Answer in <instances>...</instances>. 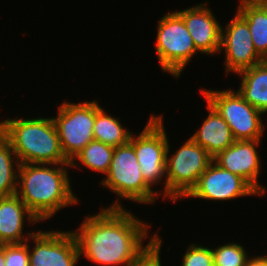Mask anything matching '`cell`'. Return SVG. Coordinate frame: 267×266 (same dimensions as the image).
<instances>
[{
    "instance_id": "cell-2",
    "label": "cell",
    "mask_w": 267,
    "mask_h": 266,
    "mask_svg": "<svg viewBox=\"0 0 267 266\" xmlns=\"http://www.w3.org/2000/svg\"><path fill=\"white\" fill-rule=\"evenodd\" d=\"M70 167V164H20L16 195L40 222L66 206L79 203L70 185L67 169Z\"/></svg>"
},
{
    "instance_id": "cell-28",
    "label": "cell",
    "mask_w": 267,
    "mask_h": 266,
    "mask_svg": "<svg viewBox=\"0 0 267 266\" xmlns=\"http://www.w3.org/2000/svg\"><path fill=\"white\" fill-rule=\"evenodd\" d=\"M0 266H5V244L0 245Z\"/></svg>"
},
{
    "instance_id": "cell-14",
    "label": "cell",
    "mask_w": 267,
    "mask_h": 266,
    "mask_svg": "<svg viewBox=\"0 0 267 266\" xmlns=\"http://www.w3.org/2000/svg\"><path fill=\"white\" fill-rule=\"evenodd\" d=\"M207 2L176 11L184 20L196 49L205 55L220 53L221 24L215 18Z\"/></svg>"
},
{
    "instance_id": "cell-12",
    "label": "cell",
    "mask_w": 267,
    "mask_h": 266,
    "mask_svg": "<svg viewBox=\"0 0 267 266\" xmlns=\"http://www.w3.org/2000/svg\"><path fill=\"white\" fill-rule=\"evenodd\" d=\"M260 195L245 179L212 161L201 174L197 184L184 197L204 200L230 201L244 196Z\"/></svg>"
},
{
    "instance_id": "cell-21",
    "label": "cell",
    "mask_w": 267,
    "mask_h": 266,
    "mask_svg": "<svg viewBox=\"0 0 267 266\" xmlns=\"http://www.w3.org/2000/svg\"><path fill=\"white\" fill-rule=\"evenodd\" d=\"M114 147L103 142L90 141L70 162L72 168H78V164L90 169V171L106 174L113 157ZM76 161H79V163Z\"/></svg>"
},
{
    "instance_id": "cell-24",
    "label": "cell",
    "mask_w": 267,
    "mask_h": 266,
    "mask_svg": "<svg viewBox=\"0 0 267 266\" xmlns=\"http://www.w3.org/2000/svg\"><path fill=\"white\" fill-rule=\"evenodd\" d=\"M155 239L128 266H162L160 251L162 240L155 233Z\"/></svg>"
},
{
    "instance_id": "cell-15",
    "label": "cell",
    "mask_w": 267,
    "mask_h": 266,
    "mask_svg": "<svg viewBox=\"0 0 267 266\" xmlns=\"http://www.w3.org/2000/svg\"><path fill=\"white\" fill-rule=\"evenodd\" d=\"M25 218L30 223H40L37 217L27 208L24 202L16 195L0 197V245L21 244L36 232L24 234Z\"/></svg>"
},
{
    "instance_id": "cell-11",
    "label": "cell",
    "mask_w": 267,
    "mask_h": 266,
    "mask_svg": "<svg viewBox=\"0 0 267 266\" xmlns=\"http://www.w3.org/2000/svg\"><path fill=\"white\" fill-rule=\"evenodd\" d=\"M221 27L220 52L225 53V72L238 74L261 63L264 59L255 50L247 22L236 12L234 17Z\"/></svg>"
},
{
    "instance_id": "cell-9",
    "label": "cell",
    "mask_w": 267,
    "mask_h": 266,
    "mask_svg": "<svg viewBox=\"0 0 267 266\" xmlns=\"http://www.w3.org/2000/svg\"><path fill=\"white\" fill-rule=\"evenodd\" d=\"M102 107L98 101L61 103L55 122L62 151L71 160L92 140L96 113Z\"/></svg>"
},
{
    "instance_id": "cell-8",
    "label": "cell",
    "mask_w": 267,
    "mask_h": 266,
    "mask_svg": "<svg viewBox=\"0 0 267 266\" xmlns=\"http://www.w3.org/2000/svg\"><path fill=\"white\" fill-rule=\"evenodd\" d=\"M146 126L137 136L131 135L130 143L134 146L137 161L145 181L153 188L156 183L163 186V200L166 198V156L168 137L164 127L163 114H152ZM135 135V136H134Z\"/></svg>"
},
{
    "instance_id": "cell-25",
    "label": "cell",
    "mask_w": 267,
    "mask_h": 266,
    "mask_svg": "<svg viewBox=\"0 0 267 266\" xmlns=\"http://www.w3.org/2000/svg\"><path fill=\"white\" fill-rule=\"evenodd\" d=\"M5 266H29L28 245L5 244Z\"/></svg>"
},
{
    "instance_id": "cell-27",
    "label": "cell",
    "mask_w": 267,
    "mask_h": 266,
    "mask_svg": "<svg viewBox=\"0 0 267 266\" xmlns=\"http://www.w3.org/2000/svg\"><path fill=\"white\" fill-rule=\"evenodd\" d=\"M238 7L243 5L267 4V0H240Z\"/></svg>"
},
{
    "instance_id": "cell-29",
    "label": "cell",
    "mask_w": 267,
    "mask_h": 266,
    "mask_svg": "<svg viewBox=\"0 0 267 266\" xmlns=\"http://www.w3.org/2000/svg\"><path fill=\"white\" fill-rule=\"evenodd\" d=\"M3 129H4V120L0 122V134L3 133Z\"/></svg>"
},
{
    "instance_id": "cell-19",
    "label": "cell",
    "mask_w": 267,
    "mask_h": 266,
    "mask_svg": "<svg viewBox=\"0 0 267 266\" xmlns=\"http://www.w3.org/2000/svg\"><path fill=\"white\" fill-rule=\"evenodd\" d=\"M93 134L94 140L115 148L127 144L133 133L122 126L118 117L111 116L101 108L96 113Z\"/></svg>"
},
{
    "instance_id": "cell-3",
    "label": "cell",
    "mask_w": 267,
    "mask_h": 266,
    "mask_svg": "<svg viewBox=\"0 0 267 266\" xmlns=\"http://www.w3.org/2000/svg\"><path fill=\"white\" fill-rule=\"evenodd\" d=\"M2 134L10 141L21 164H70L62 151L52 117L7 118Z\"/></svg>"
},
{
    "instance_id": "cell-23",
    "label": "cell",
    "mask_w": 267,
    "mask_h": 266,
    "mask_svg": "<svg viewBox=\"0 0 267 266\" xmlns=\"http://www.w3.org/2000/svg\"><path fill=\"white\" fill-rule=\"evenodd\" d=\"M197 245L192 243L188 246L181 266H214L211 248Z\"/></svg>"
},
{
    "instance_id": "cell-1",
    "label": "cell",
    "mask_w": 267,
    "mask_h": 266,
    "mask_svg": "<svg viewBox=\"0 0 267 266\" xmlns=\"http://www.w3.org/2000/svg\"><path fill=\"white\" fill-rule=\"evenodd\" d=\"M140 220L126 208L101 207L73 230L80 255L98 265L128 266L156 237L154 234L143 245L151 225Z\"/></svg>"
},
{
    "instance_id": "cell-17",
    "label": "cell",
    "mask_w": 267,
    "mask_h": 266,
    "mask_svg": "<svg viewBox=\"0 0 267 266\" xmlns=\"http://www.w3.org/2000/svg\"><path fill=\"white\" fill-rule=\"evenodd\" d=\"M242 77L238 93L250 105L267 112V60L237 74Z\"/></svg>"
},
{
    "instance_id": "cell-10",
    "label": "cell",
    "mask_w": 267,
    "mask_h": 266,
    "mask_svg": "<svg viewBox=\"0 0 267 266\" xmlns=\"http://www.w3.org/2000/svg\"><path fill=\"white\" fill-rule=\"evenodd\" d=\"M30 239L33 248H30L28 240L25 242L28 245L29 266H76L81 257L73 230H38Z\"/></svg>"
},
{
    "instance_id": "cell-4",
    "label": "cell",
    "mask_w": 267,
    "mask_h": 266,
    "mask_svg": "<svg viewBox=\"0 0 267 266\" xmlns=\"http://www.w3.org/2000/svg\"><path fill=\"white\" fill-rule=\"evenodd\" d=\"M105 175L106 178L101 181V185L118 196V199L111 203L112 206L109 205L107 208H125L119 202L120 198L135 203L153 204L155 199L162 195L145 181L134 146L130 142L114 148L110 167Z\"/></svg>"
},
{
    "instance_id": "cell-6",
    "label": "cell",
    "mask_w": 267,
    "mask_h": 266,
    "mask_svg": "<svg viewBox=\"0 0 267 266\" xmlns=\"http://www.w3.org/2000/svg\"><path fill=\"white\" fill-rule=\"evenodd\" d=\"M166 156V198L176 202L184 197L197 184L201 174L213 161V157L199 144L189 138L182 146Z\"/></svg>"
},
{
    "instance_id": "cell-13",
    "label": "cell",
    "mask_w": 267,
    "mask_h": 266,
    "mask_svg": "<svg viewBox=\"0 0 267 266\" xmlns=\"http://www.w3.org/2000/svg\"><path fill=\"white\" fill-rule=\"evenodd\" d=\"M260 141L235 140L232 145L219 152L213 161L221 168L245 179L262 196L266 189L258 181L261 161L257 149Z\"/></svg>"
},
{
    "instance_id": "cell-16",
    "label": "cell",
    "mask_w": 267,
    "mask_h": 266,
    "mask_svg": "<svg viewBox=\"0 0 267 266\" xmlns=\"http://www.w3.org/2000/svg\"><path fill=\"white\" fill-rule=\"evenodd\" d=\"M208 116L200 128L190 138L203 147L213 158L235 141L229 125L207 102Z\"/></svg>"
},
{
    "instance_id": "cell-5",
    "label": "cell",
    "mask_w": 267,
    "mask_h": 266,
    "mask_svg": "<svg viewBox=\"0 0 267 266\" xmlns=\"http://www.w3.org/2000/svg\"><path fill=\"white\" fill-rule=\"evenodd\" d=\"M155 43L156 55L162 72L179 78L184 67L198 52L183 18L175 11L158 21Z\"/></svg>"
},
{
    "instance_id": "cell-26",
    "label": "cell",
    "mask_w": 267,
    "mask_h": 266,
    "mask_svg": "<svg viewBox=\"0 0 267 266\" xmlns=\"http://www.w3.org/2000/svg\"><path fill=\"white\" fill-rule=\"evenodd\" d=\"M252 257L249 259L247 266H267V255Z\"/></svg>"
},
{
    "instance_id": "cell-7",
    "label": "cell",
    "mask_w": 267,
    "mask_h": 266,
    "mask_svg": "<svg viewBox=\"0 0 267 266\" xmlns=\"http://www.w3.org/2000/svg\"><path fill=\"white\" fill-rule=\"evenodd\" d=\"M210 103L229 125L235 140H261L264 134L263 113L250 105L243 97L230 90L201 89ZM235 91V92H234Z\"/></svg>"
},
{
    "instance_id": "cell-18",
    "label": "cell",
    "mask_w": 267,
    "mask_h": 266,
    "mask_svg": "<svg viewBox=\"0 0 267 266\" xmlns=\"http://www.w3.org/2000/svg\"><path fill=\"white\" fill-rule=\"evenodd\" d=\"M236 11L249 26L255 50L267 60V4L243 5Z\"/></svg>"
},
{
    "instance_id": "cell-22",
    "label": "cell",
    "mask_w": 267,
    "mask_h": 266,
    "mask_svg": "<svg viewBox=\"0 0 267 266\" xmlns=\"http://www.w3.org/2000/svg\"><path fill=\"white\" fill-rule=\"evenodd\" d=\"M211 250L214 266H247L250 259L245 247L235 242Z\"/></svg>"
},
{
    "instance_id": "cell-20",
    "label": "cell",
    "mask_w": 267,
    "mask_h": 266,
    "mask_svg": "<svg viewBox=\"0 0 267 266\" xmlns=\"http://www.w3.org/2000/svg\"><path fill=\"white\" fill-rule=\"evenodd\" d=\"M20 164L10 141L0 134V197L16 194Z\"/></svg>"
}]
</instances>
